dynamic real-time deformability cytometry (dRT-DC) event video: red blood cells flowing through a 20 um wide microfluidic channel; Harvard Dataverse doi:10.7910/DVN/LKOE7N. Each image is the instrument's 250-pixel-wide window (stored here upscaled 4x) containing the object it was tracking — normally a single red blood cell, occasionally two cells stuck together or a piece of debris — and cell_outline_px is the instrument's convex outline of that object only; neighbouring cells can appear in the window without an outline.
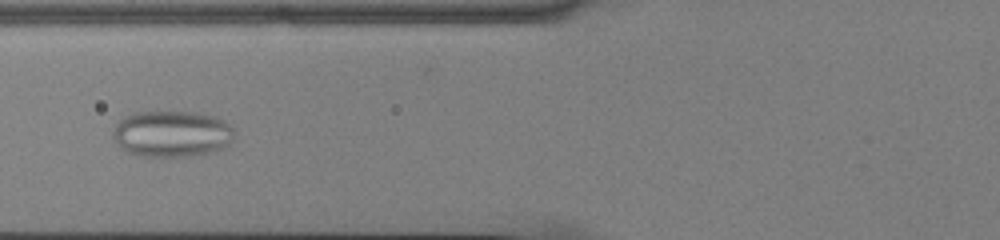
{"species": "common noctule bat (a hibernating species)", "species_latin": "Nyctalus noctula", "temperature_condition": "cold", "stored_images_in_passage": 38, "camera_frame_rate_fps": 3000, "um_per_image_px": 0.085, "animal": {"sex": "male", "body_mass_g": 13.0, "forearm_length_mm": 53.1}, "frame": {"image": 1, "passage_image": 6, "time_ms": 1.667, "image_size_px": [1000, 240], "cell_outline_px": [[236, 132], [232, 140], [224, 148], [208, 152], [184, 156], [140, 156], [128, 152], [120, 148], [112, 140], [112, 128], [124, 116], [132, 112], [196, 112], [216, 116], [224, 120]], "centroid_in_image_um": [14.57, 11.36], "position_along_channel_um": 111.2, "area_um2": 33.06}}
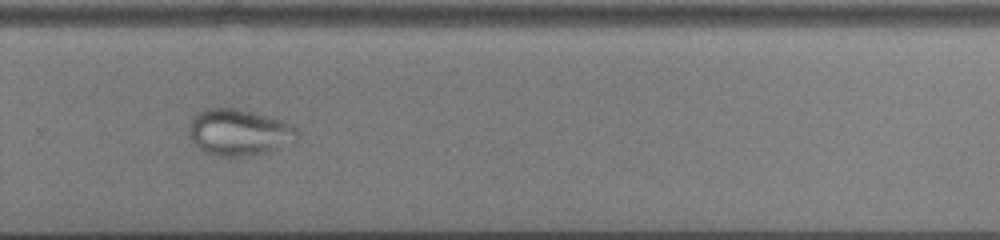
{"frame": {"image": 2, "passage_image": 22, "time_ms": 7.0, "image_size_px": [1000, 240], "cell_outline_px": [[300, 136], [296, 144], [268, 152], [248, 156], [216, 156], [204, 152], [192, 140], [188, 132], [188, 124], [192, 116], [208, 108], [236, 108], [284, 120], [292, 124], [300, 132]], "centroid_in_image_um": [20.39, 11.26], "position_along_channel_um": 309.4, "area_um2": 30.0}}